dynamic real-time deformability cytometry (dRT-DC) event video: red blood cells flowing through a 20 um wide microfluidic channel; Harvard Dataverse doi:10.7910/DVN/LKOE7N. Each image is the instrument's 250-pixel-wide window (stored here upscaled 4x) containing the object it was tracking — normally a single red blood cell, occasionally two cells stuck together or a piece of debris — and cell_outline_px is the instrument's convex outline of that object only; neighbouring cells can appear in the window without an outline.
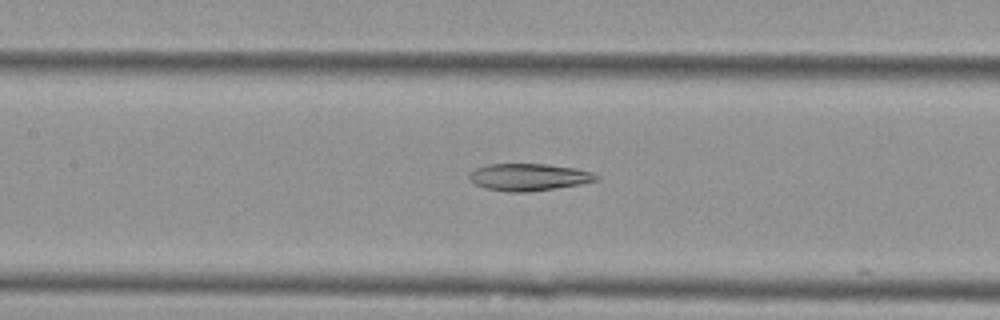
{"species": "Egyptian fruit bat (a non-hibernating species)", "species_latin": "Rousettus aegyptiacus", "temperature_condition": "cold", "stored_images_in_passage": 11, "camera_frame_rate_fps": 3000, "um_per_image_px": 0.085, "animal": {"sex": "female"}, "frame": {"image": 1, "passage_image": 8, "time_ms": 2.333, "image_size_px": [1000, 320], "cell_outline_px": [[600, 180], [580, 184], [556, 188], [528, 192], [508, 192], [488, 188], [476, 184], [468, 176], [476, 168], [488, 164], [544, 164], [576, 168], [592, 172], [600, 176]], "centroid_in_image_um": [45.01, 15.05], "position_along_channel_um": 162.4, "area_um2": 19.94}}
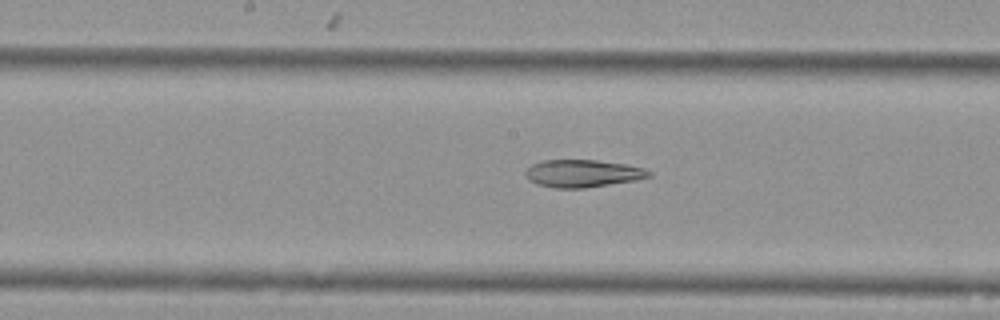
{"frame": {"image": 2, "passage_image": 11, "time_ms": 3.333, "image_size_px": [1000, 320], "cell_outline_px": [[652, 176], [636, 180], [584, 188], [552, 188], [536, 184], [528, 180], [524, 172], [532, 164], [544, 160], [596, 160], [624, 164], [644, 168], [652, 172]], "centroid_in_image_um": [49.51, 14.75], "position_along_channel_um": 198.7, "area_um2": 19.83}}